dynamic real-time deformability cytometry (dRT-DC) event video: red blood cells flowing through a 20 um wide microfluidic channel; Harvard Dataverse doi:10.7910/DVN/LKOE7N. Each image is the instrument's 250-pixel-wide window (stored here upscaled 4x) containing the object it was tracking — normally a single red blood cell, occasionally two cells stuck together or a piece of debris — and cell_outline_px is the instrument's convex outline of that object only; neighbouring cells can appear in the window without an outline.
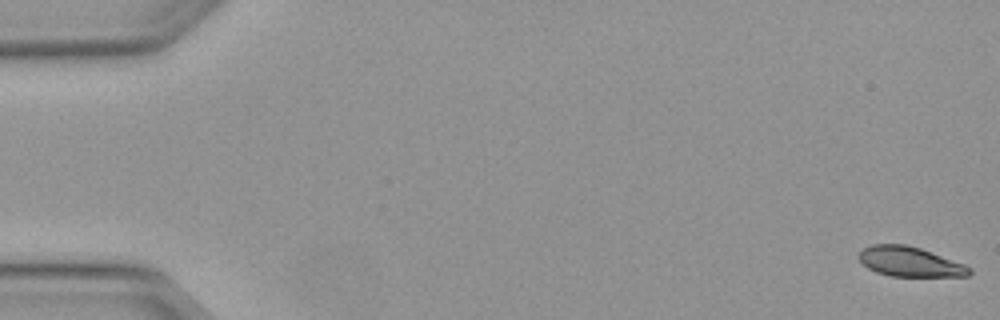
{"species": "Egyptian fruit bat (a non-hibernating species)", "species_latin": "Rousettus aegyptiacus", "temperature_condition": "warm", "stored_images_in_passage": 50, "camera_frame_rate_fps": 3000, "um_per_image_px": 0.085, "animal": {"sex": "female"}, "frame": {"image": 1, "passage_image": 1, "time_ms": 0.0, "image_size_px": [1000, 320], "cell_outline_px": [[972, 272], [968, 276], [892, 276], [876, 272], [868, 268], [856, 256], [864, 248], [872, 244], [904, 244], [920, 248], [964, 264], [972, 268]], "centroid_in_image_um": [77.33, 22.24], "position_along_channel_um": 7.7, "area_um2": 19.07}}
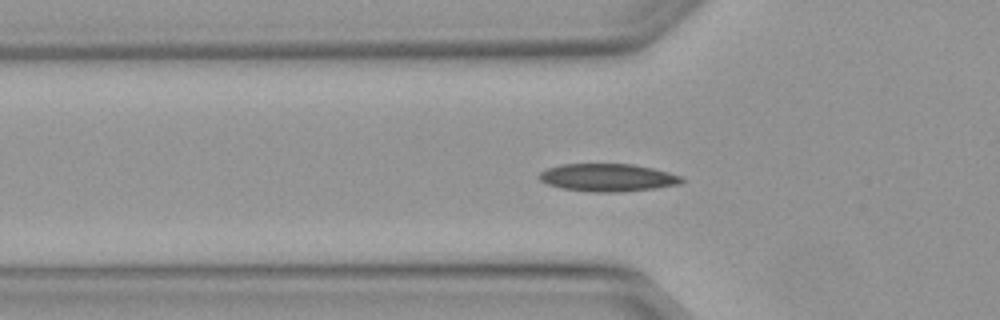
{"frame": {"image": 2, "passage_image": 17, "time_ms": 5.333, "image_size_px": [1000, 320], "cell_outline_px": [[684, 180], [680, 184], [656, 188], [620, 192], [592, 192], [560, 188], [548, 184], [540, 180], [536, 176], [540, 172], [548, 168], [560, 164], [632, 164], [652, 168], [668, 172], [680, 176]], "centroid_in_image_um": [51.62, 15.09], "position_along_channel_um": 74.2, "area_um2": 23.06}}
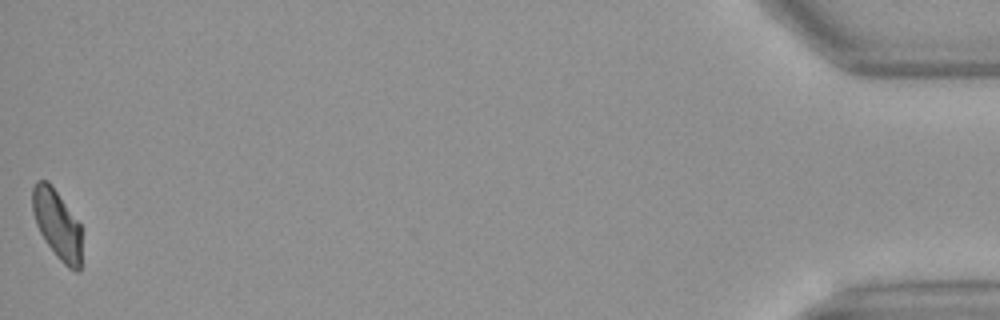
{"frame": {"image": 3, "passage_image": 50, "time_ms": 16.333, "image_size_px": [1000, 320], "cell_outline_px": [[80, 272], [76, 272], [68, 268], [56, 256], [44, 240], [36, 224], [32, 212], [32, 188], [36, 180], [48, 180], [52, 184], [80, 224]], "centroid_in_image_um": [4.83, 19.04], "position_along_channel_um": 430.4, "area_um2": 19.94}, "authors_computed_cell_mechanics": {"area_um2": 20.9236, "velocity_mm_per_s": 4.1129, "shape_relaxation_time_tau1_ms": 6.3122, "shape_relaxation_time_tau2_ms": 2.5397, "deformation_change_tau1": 0.1709, "deformation_change_tau2": 0.0825}}